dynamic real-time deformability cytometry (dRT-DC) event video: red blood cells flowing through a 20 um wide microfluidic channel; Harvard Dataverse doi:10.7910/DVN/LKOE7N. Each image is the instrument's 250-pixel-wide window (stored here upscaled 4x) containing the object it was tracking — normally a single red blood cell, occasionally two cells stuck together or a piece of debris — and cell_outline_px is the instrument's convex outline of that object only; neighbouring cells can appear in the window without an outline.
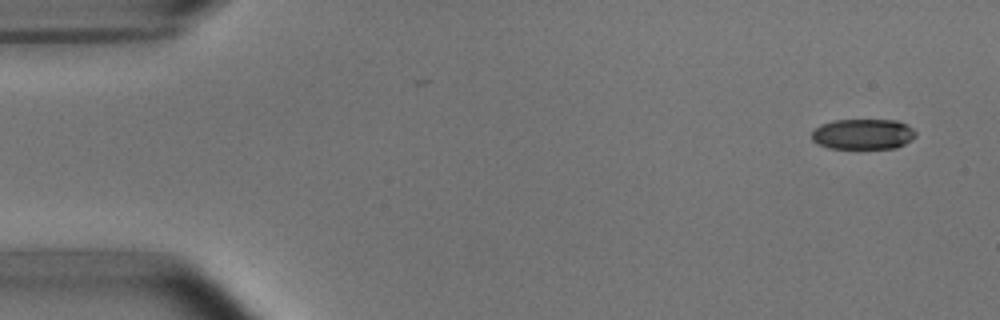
{"species": "common noctule bat (a hibernating species)", "species_latin": "Nyctalus noctula", "temperature_condition": "room temperature", "stored_images_in_passage": 5, "camera_frame_rate_fps": 3000, "um_per_image_px": 0.085, "animal": {"sex": "male", "body_mass_g": 15.6}, "frame": {"image": 1, "passage_image": 1, "time_ms": 0.0, "image_size_px": [1000, 320], "cell_outline_px": [[916, 136], [912, 140], [896, 148], [828, 148], [812, 140], [812, 132], [820, 124], [832, 120], [896, 120], [912, 128], [916, 132]], "centroid_in_image_um": [73.36, 11.4], "position_along_channel_um": 11.6, "area_um2": 18.44}}
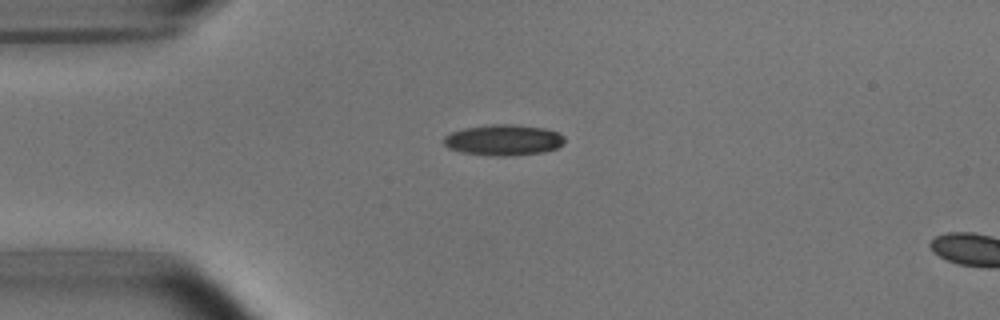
{"frame": {"image": 2, "passage_image": 4, "time_ms": 3.333, "image_size_px": [1000, 320], "cell_outline_px": [[564, 144], [556, 148], [540, 152], [500, 156], [496, 156], [460, 152], [448, 148], [444, 144], [444, 136], [452, 132], [464, 128], [492, 124], [516, 124], [544, 128], [556, 132], [564, 136]], "centroid_in_image_um": [42.77, 11.89], "position_along_channel_um": 42.2, "area_um2": 21.56}}